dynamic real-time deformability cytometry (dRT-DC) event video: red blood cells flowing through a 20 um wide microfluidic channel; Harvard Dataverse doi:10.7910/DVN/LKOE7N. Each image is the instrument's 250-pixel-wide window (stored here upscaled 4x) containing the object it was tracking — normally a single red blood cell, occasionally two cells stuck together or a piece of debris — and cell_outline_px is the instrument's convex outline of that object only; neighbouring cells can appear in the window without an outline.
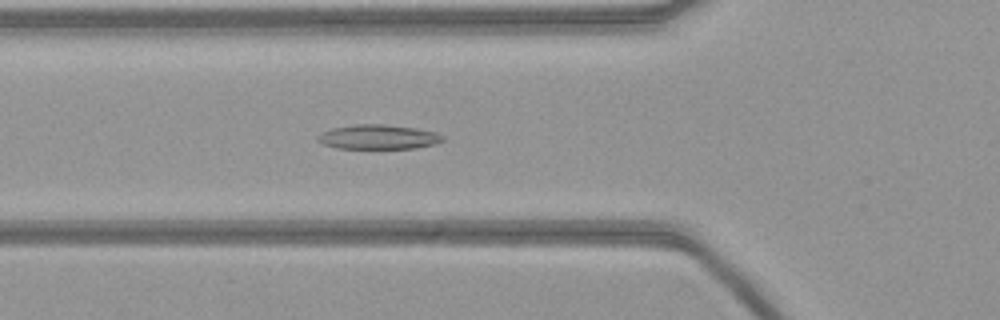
{"species": "common noctule bat (a hibernating species)", "species_latin": "Nyctalus noctula", "temperature_condition": "warm", "stored_images_in_passage": 53, "camera_frame_rate_fps": 3000, "um_per_image_px": 0.085, "animal": {"sex": "female", "body_mass_g": 21.9}, "frame": {"image": 1, "passage_image": 18, "time_ms": 5.667, "image_size_px": [1000, 320], "cell_outline_px": [[444, 140], [436, 144], [416, 148], [336, 148], [324, 144], [316, 140], [316, 136], [332, 128], [356, 124], [384, 124], [416, 128], [436, 132], [444, 136]], "centroid_in_image_um": [32.18, 11.64], "position_along_channel_um": 93.6, "area_um2": 17.86}}
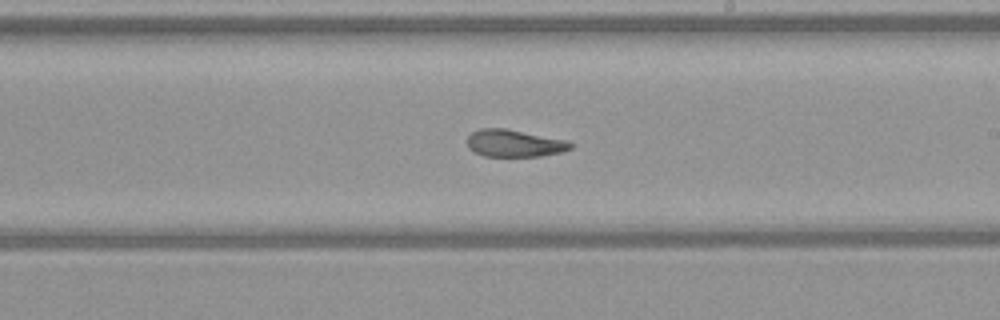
{"frame": {"image": 2, "passage_image": 30, "time_ms": 9.667, "image_size_px": [1000, 320], "cell_outline_px": [[572, 148], [564, 152], [540, 156], [484, 156], [472, 152], [468, 148], [468, 136], [472, 132], [480, 128], [504, 128], [568, 140], [572, 144]], "centroid_in_image_um": [43.72, 12.18], "position_along_channel_um": 245.3, "area_um2": 16.53}}
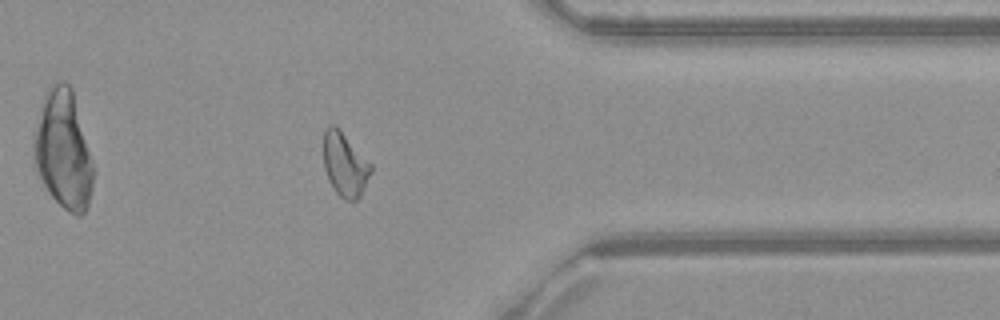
{"frame": {"image": 3, "passage_image": 42, "time_ms": 13.667, "image_size_px": [1000, 320], "cell_outline_px": [[372, 172], [360, 196], [356, 200], [344, 200], [336, 192], [328, 180], [324, 168], [324, 128], [328, 124], [336, 124], [372, 164]], "centroid_in_image_um": [29.31, 13.95], "position_along_channel_um": 382.1, "area_um2": 17.86}}